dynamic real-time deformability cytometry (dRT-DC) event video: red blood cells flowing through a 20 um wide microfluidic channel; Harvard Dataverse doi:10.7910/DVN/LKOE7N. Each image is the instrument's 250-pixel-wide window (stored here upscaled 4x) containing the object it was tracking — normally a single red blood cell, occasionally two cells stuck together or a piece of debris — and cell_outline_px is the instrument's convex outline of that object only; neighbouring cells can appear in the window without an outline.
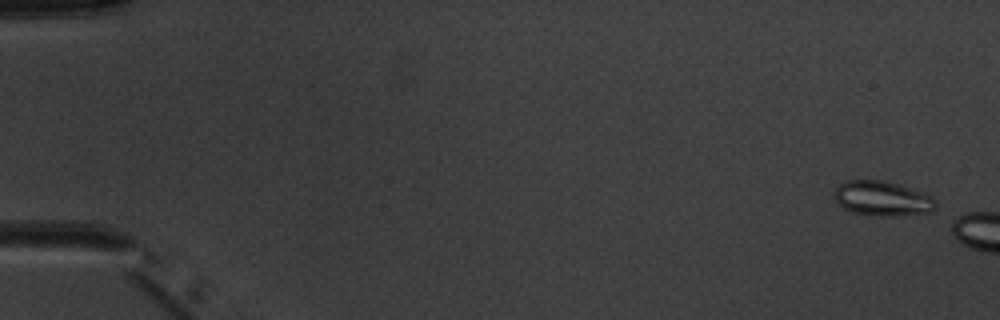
{"species": "common noctule bat (a hibernating species)", "species_latin": "Nyctalus noctula", "temperature_condition": "warm", "stored_images_in_passage": 5, "camera_frame_rate_fps": 3000, "um_per_image_px": 0.085, "animal": {"sex": "male", "body_mass_g": 20.1, "forearm_length_mm": 53.5}, "frame": {"image": 1, "passage_image": 5, "time_ms": 5.0, "image_size_px": [1000, 320], "cell_outline_px": [[936, 208], [932, 212], [900, 216], [872, 216], [852, 212], [844, 208], [832, 196], [832, 192], [844, 180], [884, 180], [900, 184], [924, 192], [932, 196], [936, 200]], "centroid_in_image_um": [75.02, 16.87], "position_along_channel_um": 10.0, "area_um2": 21.1}}